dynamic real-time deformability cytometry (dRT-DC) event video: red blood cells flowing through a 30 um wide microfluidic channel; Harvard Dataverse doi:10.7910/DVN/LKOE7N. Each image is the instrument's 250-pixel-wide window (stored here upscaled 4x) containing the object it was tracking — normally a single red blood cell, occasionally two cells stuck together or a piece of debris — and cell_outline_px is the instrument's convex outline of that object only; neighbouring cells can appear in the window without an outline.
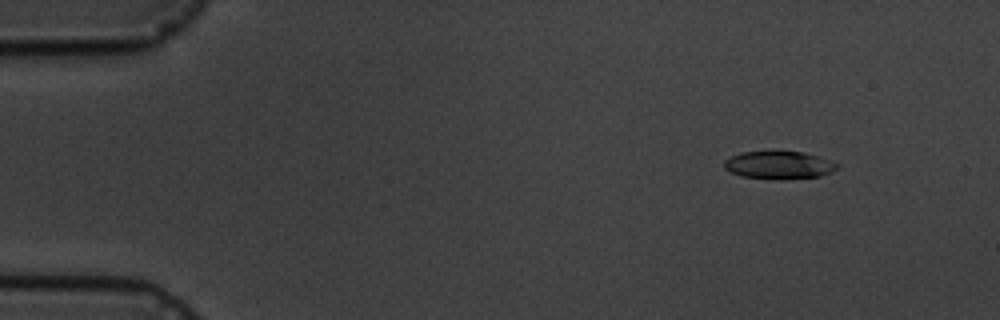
{"species": "common noctule bat (a hibernating species)", "species_latin": "Nyctalus noctula", "temperature_condition": "cold", "stored_images_in_passage": 5, "camera_frame_rate_fps": 3000, "um_per_image_px": 0.085, "animal": {"sex": "male", "body_mass_g": 19.5, "forearm_length_mm": 54.6}, "frame": {"image": 1, "passage_image": 2, "time_ms": 1.0, "image_size_px": [1000, 320], "cell_outline_px": [[840, 168], [832, 172], [820, 176], [784, 180], [772, 180], [740, 176], [724, 168], [724, 160], [740, 152], [804, 152], [840, 164]], "centroid_in_image_um": [66.22, 14.06], "position_along_channel_um": 18.8, "area_um2": 18.44}}
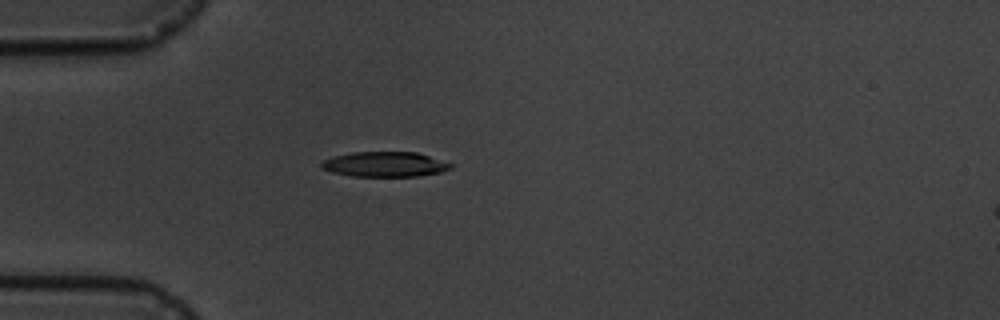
{"frame": {"image": 2, "passage_image": 5, "time_ms": 4.333, "image_size_px": [1000, 320], "cell_outline_px": [[456, 164], [452, 168], [440, 172], [420, 176], [352, 176], [332, 172], [320, 168], [320, 164], [324, 160], [332, 156], [352, 152], [416, 152]], "centroid_in_image_um": [32.73, 13.96], "position_along_channel_um": 52.3, "area_um2": 19.02}}